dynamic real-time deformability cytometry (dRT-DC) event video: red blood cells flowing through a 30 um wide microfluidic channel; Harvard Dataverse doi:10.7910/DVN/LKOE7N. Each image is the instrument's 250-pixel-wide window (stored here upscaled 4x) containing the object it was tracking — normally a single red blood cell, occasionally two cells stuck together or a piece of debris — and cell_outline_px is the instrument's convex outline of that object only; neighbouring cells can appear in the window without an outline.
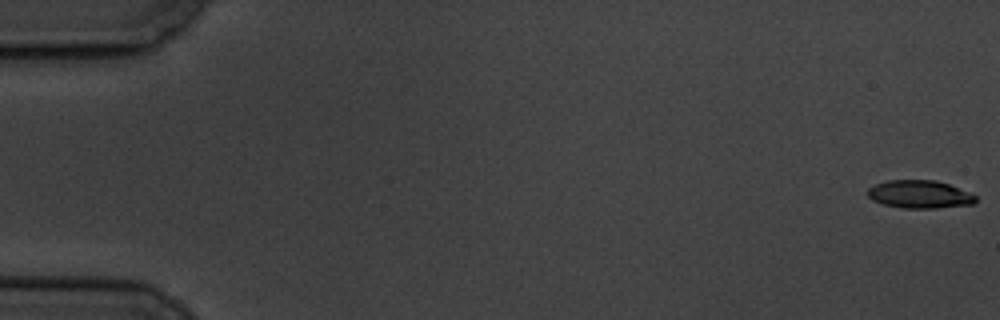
{"species": "common noctule bat (a hibernating species)", "species_latin": "Nyctalus noctula", "temperature_condition": "cold", "stored_images_in_passage": 5, "camera_frame_rate_fps": 3000, "um_per_image_px": 0.085, "animal": {"sex": "male", "body_mass_g": 19.5, "forearm_length_mm": 54.6}, "frame": {"image": 1, "passage_image": 1, "time_ms": 0.0, "image_size_px": [1000, 320], "cell_outline_px": [[976, 200], [972, 204], [936, 208], [904, 208], [884, 204], [872, 200], [868, 196], [868, 188], [876, 184], [888, 180], [936, 180], [948, 184], [968, 192], [976, 196]], "centroid_in_image_um": [78.15, 16.51], "position_along_channel_um": 6.8, "area_um2": 17.4}}
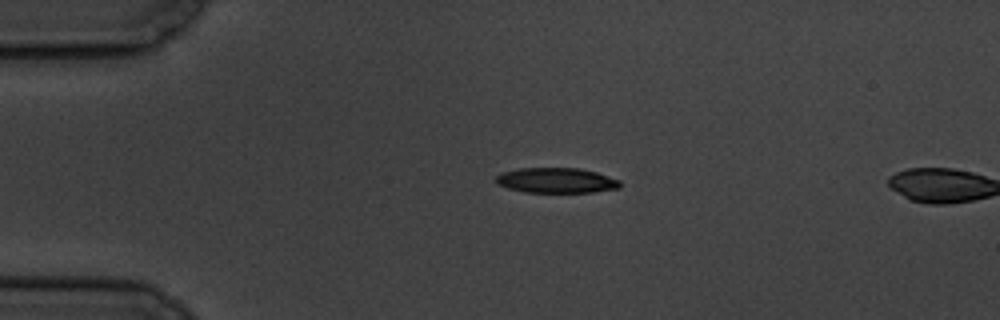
{"frame": {"image": 2, "passage_image": 4, "time_ms": 4.333, "image_size_px": [1000, 320], "cell_outline_px": [[620, 188], [592, 192], [524, 192], [508, 188], [496, 184], [496, 176], [504, 172], [520, 168], [580, 168], [596, 172], [620, 180]], "centroid_in_image_um": [47.29, 15.33], "position_along_channel_um": 37.7, "area_um2": 18.15}}